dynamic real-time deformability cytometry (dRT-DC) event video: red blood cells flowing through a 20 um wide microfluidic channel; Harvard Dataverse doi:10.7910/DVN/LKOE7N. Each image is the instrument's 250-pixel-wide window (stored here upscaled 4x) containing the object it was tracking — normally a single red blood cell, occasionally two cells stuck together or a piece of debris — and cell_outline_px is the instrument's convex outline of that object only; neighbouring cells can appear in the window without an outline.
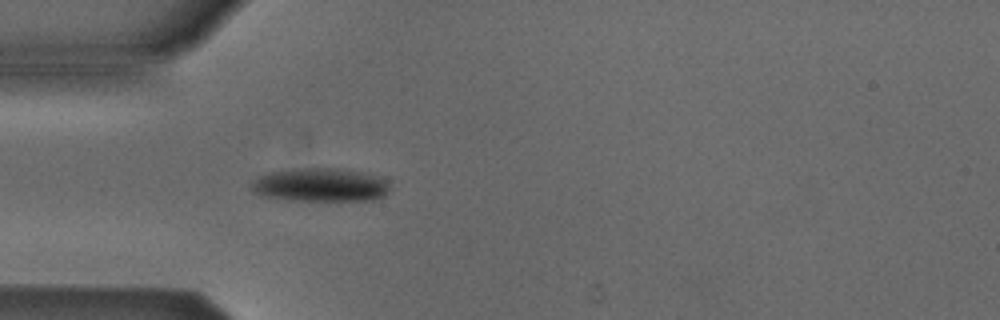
{"species": "Egyptian fruit bat (a non-hibernating species)", "species_latin": "Rousettus aegyptiacus", "temperature_condition": "cold", "stored_images_in_passage": 4, "camera_frame_rate_fps": 3000, "um_per_image_px": 0.085, "animal": {"sex": "male"}, "frame": {"image": 1, "passage_image": 4, "time_ms": 3.667, "image_size_px": [1000, 320], "cell_outline_px": [[388, 192], [384, 196], [372, 200], [288, 200], [260, 196], [252, 192], [252, 184], [260, 176], [272, 172], [308, 168], [336, 168], [360, 172], [380, 176], [388, 180]], "centroid_in_image_um": [27.26, 15.73], "position_along_channel_um": 57.7, "area_um2": 26.82}}